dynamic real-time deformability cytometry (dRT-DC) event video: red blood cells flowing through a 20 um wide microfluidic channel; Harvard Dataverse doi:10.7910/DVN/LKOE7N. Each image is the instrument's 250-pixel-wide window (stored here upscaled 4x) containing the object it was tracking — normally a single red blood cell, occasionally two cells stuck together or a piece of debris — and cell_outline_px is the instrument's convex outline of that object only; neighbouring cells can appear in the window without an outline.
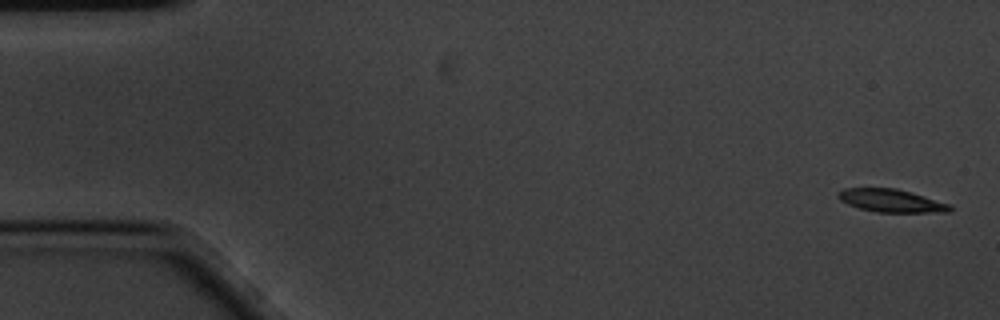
{"species": "common noctule bat (a hibernating species)", "species_latin": "Nyctalus noctula", "temperature_condition": "cold", "stored_images_in_passage": 5, "camera_frame_rate_fps": 3000, "um_per_image_px": 0.085, "animal": {"sex": "male", "body_mass_g": 20.1, "forearm_length_mm": 53.5}, "frame": {"image": 1, "passage_image": 1, "time_ms": 0.0, "image_size_px": [1000, 320], "cell_outline_px": [[952, 208], [948, 212], [876, 212], [860, 208], [848, 204], [840, 200], [836, 196], [844, 188], [896, 188], [924, 196], [948, 204]], "centroid_in_image_um": [75.72, 17.06], "position_along_channel_um": 9.3, "area_um2": 14.68}}
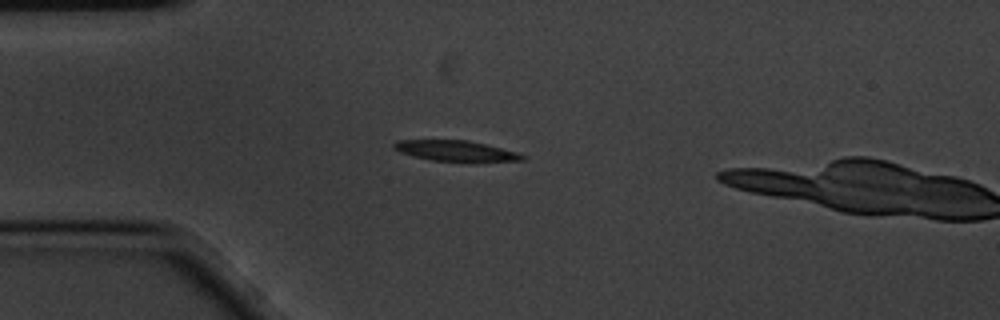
{"frame": {"image": 2, "passage_image": 4, "time_ms": 1.0, "image_size_px": [1000, 320], "cell_outline_px": [[528, 156], [524, 160], [432, 160], [400, 152], [392, 148], [392, 144], [400, 140], [468, 140], [516, 152]], "centroid_in_image_um": [38.68, 12.79], "position_along_channel_um": 46.3, "area_um2": 14.68}}